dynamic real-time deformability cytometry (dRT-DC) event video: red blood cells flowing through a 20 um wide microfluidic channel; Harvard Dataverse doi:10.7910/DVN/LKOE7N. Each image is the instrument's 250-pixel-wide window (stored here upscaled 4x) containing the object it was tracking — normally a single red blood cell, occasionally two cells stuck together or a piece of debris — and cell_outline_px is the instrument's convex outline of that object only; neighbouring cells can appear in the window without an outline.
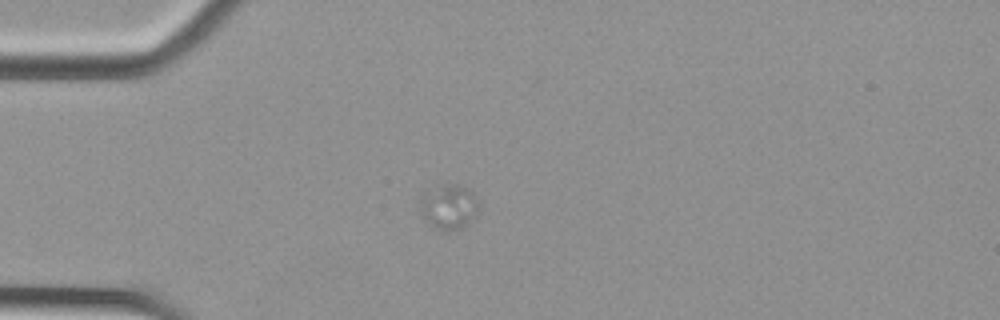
{"species": "Egyptian fruit bat (a non-hibernating species)", "species_latin": "Rousettus aegyptiacus", "temperature_condition": "cold", "stored_images_in_passage": 41, "camera_frame_rate_fps": 3000, "um_per_image_px": 0.085, "animal": {"sex": "female"}, "frame": {"image": 1, "passage_image": 1, "time_ms": 0.0, "image_size_px": [1000, 320], "cell_outline_px": [[480, 204], [476, 216], [464, 228], [456, 232], [444, 232], [436, 228], [420, 212], [420, 200], [436, 184], [460, 184], [468, 188], [476, 196]], "centroid_in_image_um": [38.22, 17.59], "position_along_channel_um": 46.8, "area_um2": 15.72}}
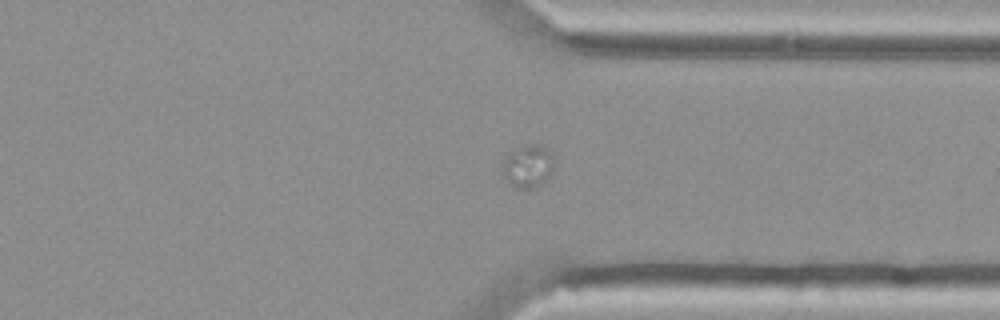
{"frame": {"image": 2, "passage_image": 29, "time_ms": 9.333, "image_size_px": [1000, 320], "cell_outline_px": [[556, 156], [552, 176], [548, 180], [536, 188], [516, 188], [508, 184], [500, 176], [500, 160], [504, 156], [516, 148], [524, 144], [544, 144]], "centroid_in_image_um": [44.86, 14.12], "position_along_channel_um": 366.5, "area_um2": 14.22}}
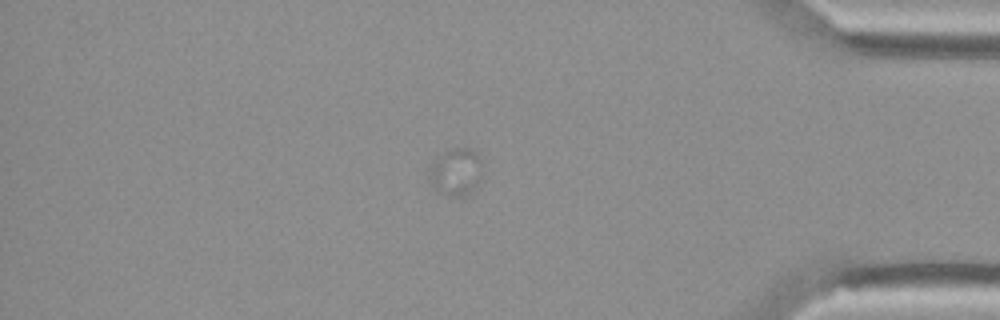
{"frame": {"image": 3, "passage_image": 34, "time_ms": 11.0, "image_size_px": [1000, 320], "cell_outline_px": [[480, 180], [476, 188], [464, 196], [452, 196], [436, 192], [428, 180], [428, 168], [444, 152], [452, 148], [472, 148], [480, 152]], "centroid_in_image_um": [38.74, 14.62], "position_along_channel_um": 396.5, "area_um2": 14.91}}